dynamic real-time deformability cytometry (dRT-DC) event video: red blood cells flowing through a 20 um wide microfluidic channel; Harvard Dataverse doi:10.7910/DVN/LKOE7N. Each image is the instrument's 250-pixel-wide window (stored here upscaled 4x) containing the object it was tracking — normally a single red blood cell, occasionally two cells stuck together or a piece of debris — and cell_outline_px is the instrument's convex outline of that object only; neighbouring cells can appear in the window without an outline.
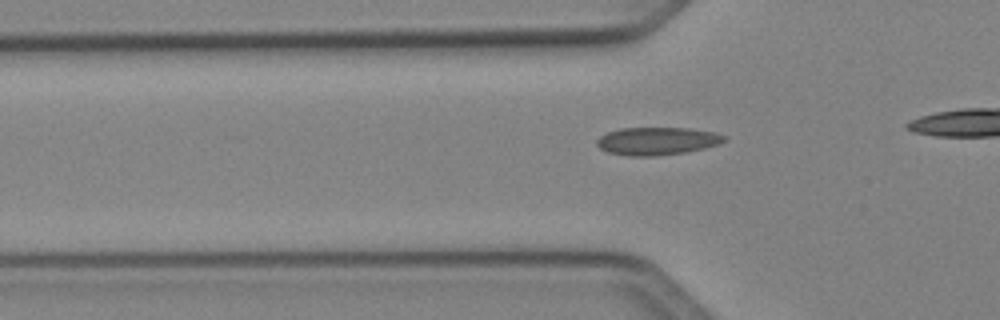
{"species": "Egyptian fruit bat (a non-hibernating species)", "species_latin": "Rousettus aegyptiacus", "temperature_condition": "cold", "stored_images_in_passage": 30, "camera_frame_rate_fps": 3000, "um_per_image_px": 0.085, "animal": {"sex": "female"}, "frame": {"image": 1, "passage_image": 6, "time_ms": 1.667, "image_size_px": [1000, 320], "cell_outline_px": [[728, 140], [720, 144], [704, 148], [684, 152], [656, 156], [628, 156], [608, 152], [600, 148], [596, 144], [596, 140], [600, 136], [608, 132], [620, 128], [688, 128], [716, 132], [728, 136]], "centroid_in_image_um": [55.89, 11.98], "position_along_channel_um": 69.9, "area_um2": 20.81}}
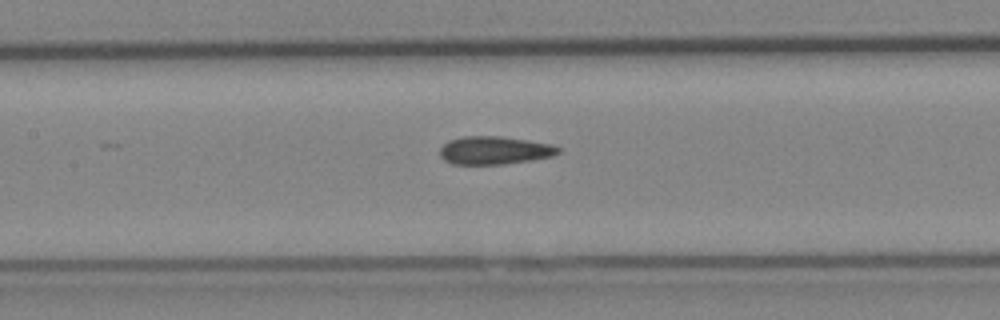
{"frame": {"image": 2, "passage_image": 13, "time_ms": 4.0, "image_size_px": [1000, 320], "cell_outline_px": [[560, 152], [552, 156], [532, 160], [504, 164], [452, 164], [444, 160], [440, 156], [440, 148], [448, 140], [464, 136], [500, 136], [528, 140], [552, 144], [560, 148]], "centroid_in_image_um": [42.02, 12.78], "position_along_channel_um": 165.4, "area_um2": 19.42}}
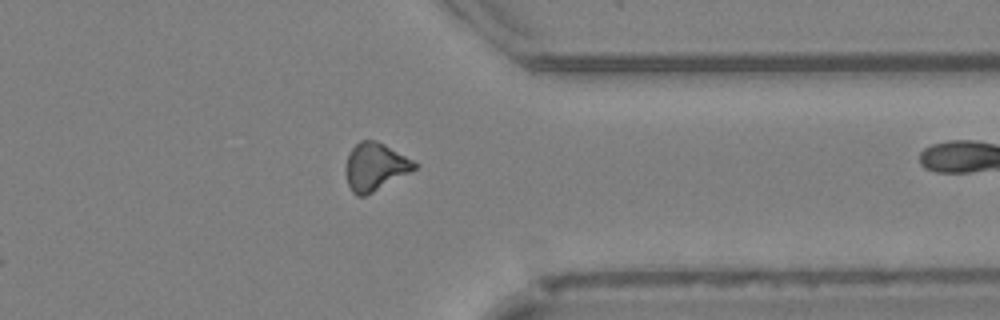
{"frame": {"image": 3, "passage_image": 29, "time_ms": 9.333, "image_size_px": [1000, 320], "cell_outline_px": [[420, 164], [416, 168], [372, 192], [364, 196], [356, 196], [352, 192], [348, 184], [344, 172], [344, 168], [348, 152], [360, 140], [376, 140], [384, 144]], "centroid_in_image_um": [31.83, 14.16], "position_along_channel_um": 379.6, "area_um2": 19.02}}